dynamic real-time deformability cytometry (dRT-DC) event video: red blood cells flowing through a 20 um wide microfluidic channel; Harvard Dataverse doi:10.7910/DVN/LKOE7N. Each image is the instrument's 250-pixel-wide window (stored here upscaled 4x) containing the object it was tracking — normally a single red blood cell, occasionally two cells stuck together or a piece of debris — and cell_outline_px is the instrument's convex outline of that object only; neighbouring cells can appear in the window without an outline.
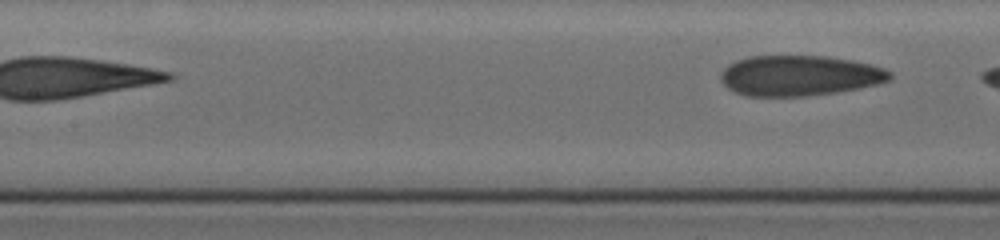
{"species": "human", "species_latin": "Homo sapiens", "temperature_condition": "cold", "stored_images_in_passage": 6, "segment_of_instrument_passage": [2, 2], "camera_frame_rate_fps": 3000, "um_per_image_px": 0.085, "donor": {"sex": "female"}, "frame": {"image": 1, "passage_image": 6, "time_ms": 4.0, "image_size_px": [1000, 240], "cell_outline_px": [[892, 80], [860, 88], [836, 92], [808, 96], [744, 96], [728, 88], [720, 80], [720, 72], [728, 64], [736, 60], [748, 56], [824, 56], [852, 60], [872, 64], [884, 68], [892, 72]], "centroid_in_image_um": [67.96, 6.42], "position_along_channel_um": 139.4, "area_um2": 40.17}}